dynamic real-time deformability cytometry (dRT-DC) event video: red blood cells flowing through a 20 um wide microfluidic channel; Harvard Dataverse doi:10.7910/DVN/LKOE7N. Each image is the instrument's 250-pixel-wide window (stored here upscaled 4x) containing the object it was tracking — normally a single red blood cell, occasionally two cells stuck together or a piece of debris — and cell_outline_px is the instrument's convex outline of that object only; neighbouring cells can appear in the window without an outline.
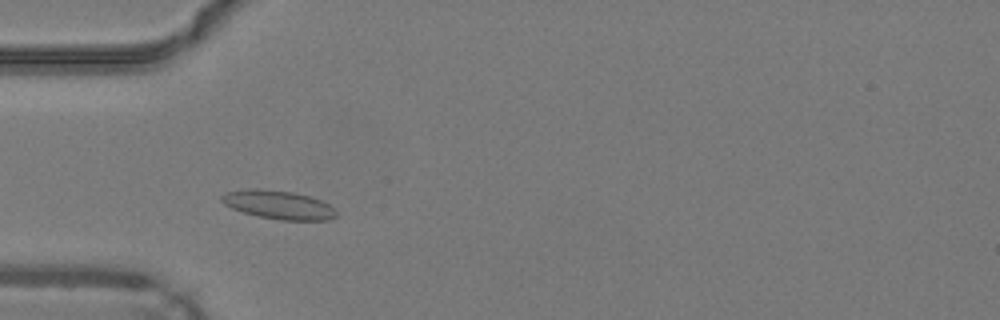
{"species": "common noctule bat (a hibernating species)", "species_latin": "Nyctalus noctula", "temperature_condition": "warm", "stored_images_in_passage": 42, "camera_frame_rate_fps": 3000, "um_per_image_px": 0.085, "animal": {"sex": "male", "body_mass_g": 19.2, "forearm_length_mm": 51.8}, "frame": {"image": 1, "passage_image": 9, "time_ms": 2.667, "image_size_px": [1000, 320], "cell_outline_px": [[316, 220], [292, 220], [264, 216], [248, 212], [236, 208], [232, 204], [240, 192], [280, 192], [304, 196], [316, 200]], "centroid_in_image_um": [23.57, 17.45], "position_along_channel_um": 61.4, "area_um2": 13.41}}
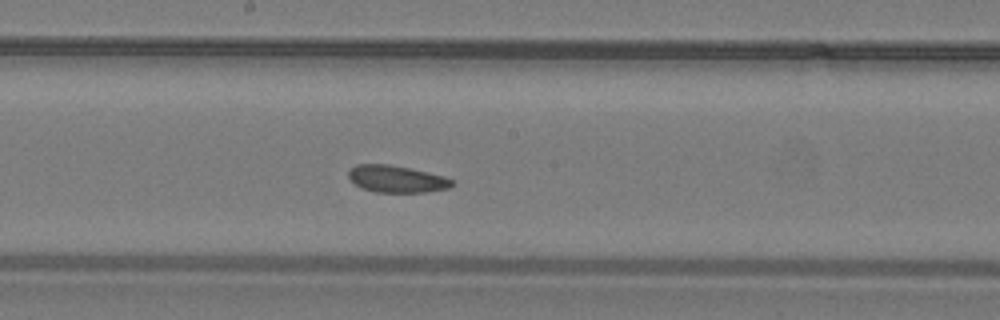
{"frame": {"image": 2, "passage_image": 20, "time_ms": 6.333, "image_size_px": [1000, 320], "cell_outline_px": [[452, 184], [440, 188], [412, 192], [388, 192], [368, 188], [352, 180], [352, 168], [364, 164], [376, 164], [404, 168], [452, 180]], "centroid_in_image_um": [33.67, 15.21], "position_along_channel_um": 214.5, "area_um2": 14.05}}
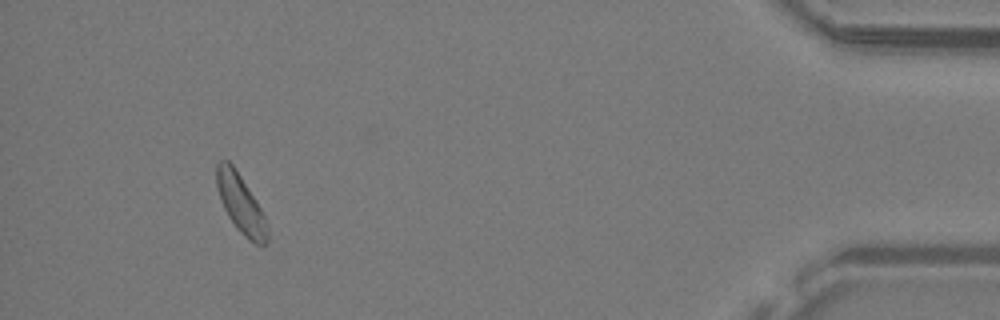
{"frame": {"image": 3, "passage_image": 39, "time_ms": 12.667, "image_size_px": [1000, 320], "cell_outline_px": [[260, 212], [252, 240], [232, 220], [224, 204], [220, 192], [216, 176], [216, 172], [228, 164], [236, 172], [256, 204]], "centroid_in_image_um": [20.22, 17.04], "position_along_channel_um": 415.0, "area_um2": 12.14}, "authors_computed_cell_mechanics": {"area_um2": 13.4385, "velocity_mm_per_s": 4.2433, "shape_relaxation_time_tau1_ms": null, "shape_relaxation_time_tau2_ms": 4.236, "deformation_change_tau1": null, "deformation_change_tau2": 0.1197}}